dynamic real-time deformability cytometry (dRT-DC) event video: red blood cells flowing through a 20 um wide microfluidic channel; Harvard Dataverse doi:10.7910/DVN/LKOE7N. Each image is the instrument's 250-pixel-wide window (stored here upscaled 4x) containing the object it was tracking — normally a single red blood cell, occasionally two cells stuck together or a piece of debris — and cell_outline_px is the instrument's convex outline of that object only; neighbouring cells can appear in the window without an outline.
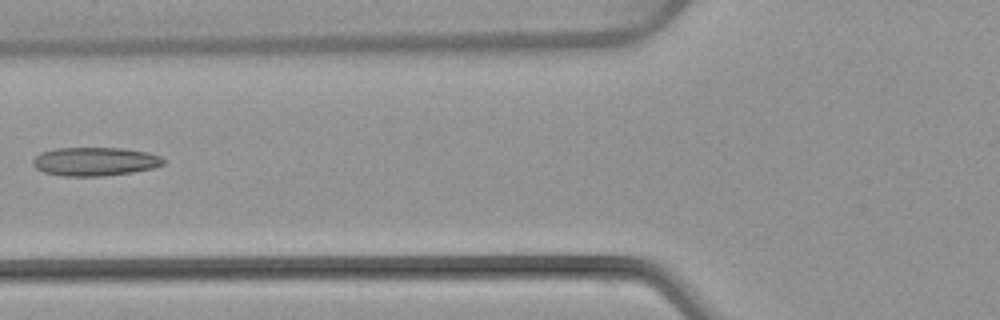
{"species": "common noctule bat (a hibernating species)", "species_latin": "Nyctalus noctula", "temperature_condition": "warm", "stored_images_in_passage": 7, "camera_frame_rate_fps": 3000, "um_per_image_px": 0.085, "animal": {"sex": "female", "body_mass_g": 22.7, "forearm_length_mm": 54.2}, "frame": {"image": 1, "passage_image": 6, "time_ms": 6.667, "image_size_px": [1000, 320], "cell_outline_px": [[164, 164], [152, 168], [132, 172], [104, 176], [64, 176], [44, 172], [36, 168], [32, 164], [32, 160], [40, 152], [56, 148], [120, 148], [148, 152], [160, 156], [164, 160]], "centroid_in_image_um": [8.05, 13.72], "position_along_channel_um": 117.8, "area_um2": 21.73}}
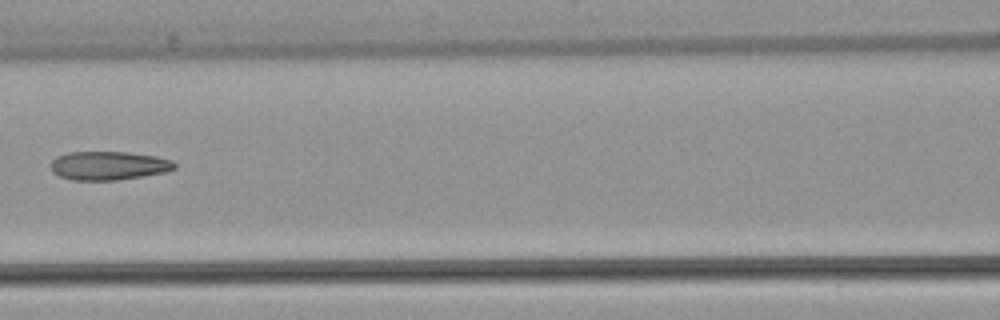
{"frame": {"image": 2, "passage_image": 7, "time_ms": 7.667, "image_size_px": [1000, 320], "cell_outline_px": [[176, 168], [164, 172], [144, 176], [116, 180], [72, 180], [60, 176], [52, 172], [52, 160], [56, 156], [68, 152], [128, 152], [156, 156], [172, 160], [176, 164]], "centroid_in_image_um": [9.24, 14.07], "position_along_channel_um": 157.4, "area_um2": 20.69}}